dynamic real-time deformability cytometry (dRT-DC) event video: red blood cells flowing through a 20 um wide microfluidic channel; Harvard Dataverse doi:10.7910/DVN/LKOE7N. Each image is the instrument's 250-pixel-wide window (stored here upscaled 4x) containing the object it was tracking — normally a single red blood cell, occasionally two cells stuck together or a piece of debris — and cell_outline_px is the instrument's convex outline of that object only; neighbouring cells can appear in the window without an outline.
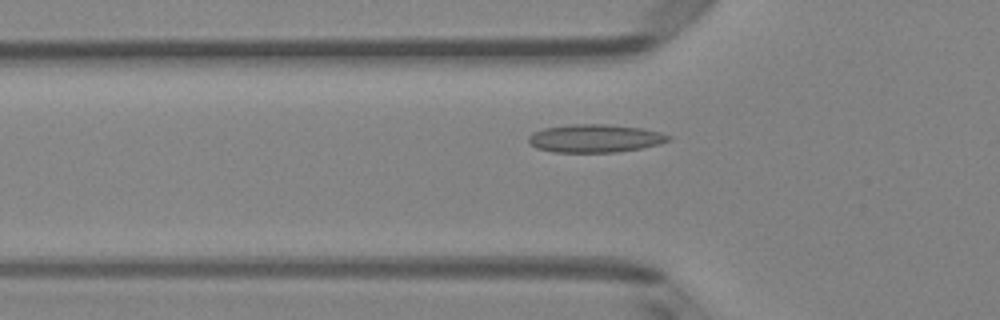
{"species": "Egyptian fruit bat (a non-hibernating species)", "species_latin": "Rousettus aegyptiacus", "temperature_condition": "room temperature", "stored_images_in_passage": 42, "camera_frame_rate_fps": 3000, "um_per_image_px": 0.085, "animal": {"sex": "female"}, "frame": {"image": 1, "passage_image": 13, "time_ms": 4.0, "image_size_px": [1000, 320], "cell_outline_px": [[672, 136], [668, 140], [660, 144], [644, 148], [616, 152], [552, 152], [536, 148], [528, 144], [528, 136], [532, 132], [544, 128], [572, 124], [608, 124], [640, 128], [660, 132]], "centroid_in_image_um": [50.55, 11.76], "position_along_channel_um": 75.3, "area_um2": 23.06}}
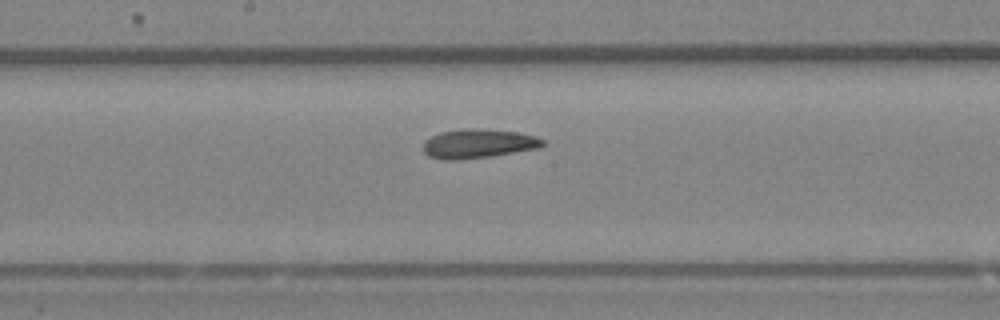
{"frame": {"image": 2, "passage_image": 23, "time_ms": 7.333, "image_size_px": [1000, 320], "cell_outline_px": [[544, 144], [540, 148], [488, 156], [460, 160], [444, 160], [428, 156], [424, 152], [424, 140], [440, 132], [464, 128], [476, 128], [520, 132], [536, 136], [544, 140]], "centroid_in_image_um": [40.65, 12.2], "position_along_channel_um": 207.6, "area_um2": 20.35}}
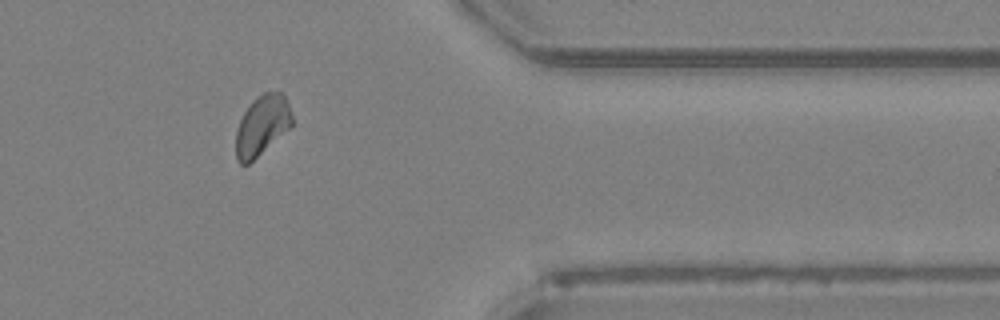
{"frame": {"image": 3, "passage_image": 38, "time_ms": 12.333, "image_size_px": [1000, 320], "cell_outline_px": [[292, 124], [288, 128], [248, 164], [240, 164], [236, 156], [236, 132], [240, 120], [244, 112], [252, 100], [256, 96], [264, 92], [284, 92], [292, 116]], "centroid_in_image_um": [22.26, 10.61], "position_along_channel_um": 389.1, "area_um2": 19.25}, "authors_computed_cell_mechanics": {"area_um2": 20.1722, "velocity_mm_per_s": 3.9784, "shape_relaxation_time_tau1_ms": null, "shape_relaxation_time_tau2_ms": 2.381, "deformation_change_tau1": null, "deformation_change_tau2": 0.0853}}